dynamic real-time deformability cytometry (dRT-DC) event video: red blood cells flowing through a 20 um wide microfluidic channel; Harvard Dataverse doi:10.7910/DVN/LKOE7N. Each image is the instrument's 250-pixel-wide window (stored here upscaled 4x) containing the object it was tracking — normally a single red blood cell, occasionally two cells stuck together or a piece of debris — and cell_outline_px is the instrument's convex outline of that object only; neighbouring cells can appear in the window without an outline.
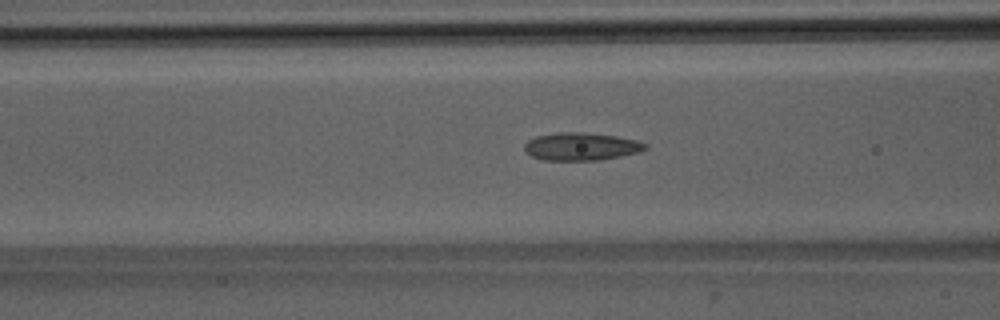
{"species": "Egyptian fruit bat (a non-hibernating species)", "species_latin": "Rousettus aegyptiacus", "temperature_condition": "room temperature", "stored_images_in_passage": 39, "camera_frame_rate_fps": 3000, "um_per_image_px": 0.085, "animal": {"sex": "male"}, "frame": {"image": 1, "passage_image": 17, "time_ms": 5.333, "image_size_px": [1000, 320], "cell_outline_px": [[648, 148], [640, 152], [600, 160], [544, 160], [532, 156], [524, 152], [524, 144], [528, 140], [536, 136], [560, 132], [584, 132], [616, 136], [636, 140], [648, 144]], "centroid_in_image_um": [49.4, 12.45], "position_along_channel_um": 117.2, "area_um2": 19.65}, "authors_computed_cell_mechanics": {"area_um2": 18.9584, "velocity_mm_per_s": 4.0119, "shape_relaxation_time_tau1_ms": 11.2896, "shape_relaxation_time_tau2_ms": 2.376, "deformation_change_tau1": 0.2264, "deformation_change_tau2": 0.1095}}